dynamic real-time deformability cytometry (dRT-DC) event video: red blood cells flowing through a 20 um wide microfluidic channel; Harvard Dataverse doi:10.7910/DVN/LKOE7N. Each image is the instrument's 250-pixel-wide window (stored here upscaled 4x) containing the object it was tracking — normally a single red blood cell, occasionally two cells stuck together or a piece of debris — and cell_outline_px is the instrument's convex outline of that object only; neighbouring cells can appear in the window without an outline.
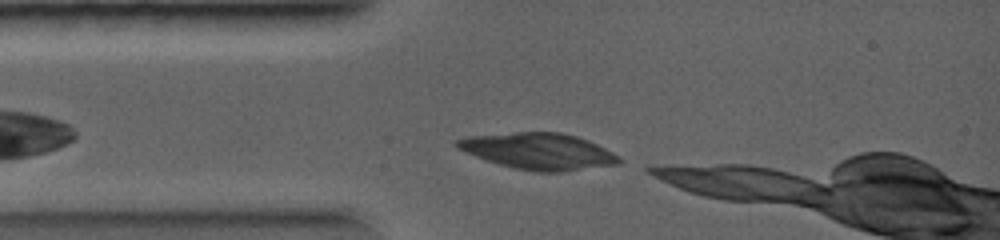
{"species": "common noctule bat (a hibernating species)", "species_latin": "Nyctalus noctula", "temperature_condition": "warm", "stored_images_in_passage": 1, "camera_frame_rate_fps": 5000, "um_per_image_px": 0.085, "animal": {"sex": "female", "body_mass_g": 19.0, "forearm_length_mm": 56.7}, "frame": {"image": 1, "passage_image": 1, "time_ms": 0.0, "image_size_px": [1000, 240], "cell_outline_px": [[620, 164], [564, 172], [532, 172], [512, 168], [476, 156], [456, 148], [456, 140], [468, 136], [516, 132], [560, 132], [576, 136], [588, 140], [612, 152], [620, 160]], "centroid_in_image_um": [45.78, 12.86], "position_along_channel_um": 39.2, "area_um2": 34.22}}